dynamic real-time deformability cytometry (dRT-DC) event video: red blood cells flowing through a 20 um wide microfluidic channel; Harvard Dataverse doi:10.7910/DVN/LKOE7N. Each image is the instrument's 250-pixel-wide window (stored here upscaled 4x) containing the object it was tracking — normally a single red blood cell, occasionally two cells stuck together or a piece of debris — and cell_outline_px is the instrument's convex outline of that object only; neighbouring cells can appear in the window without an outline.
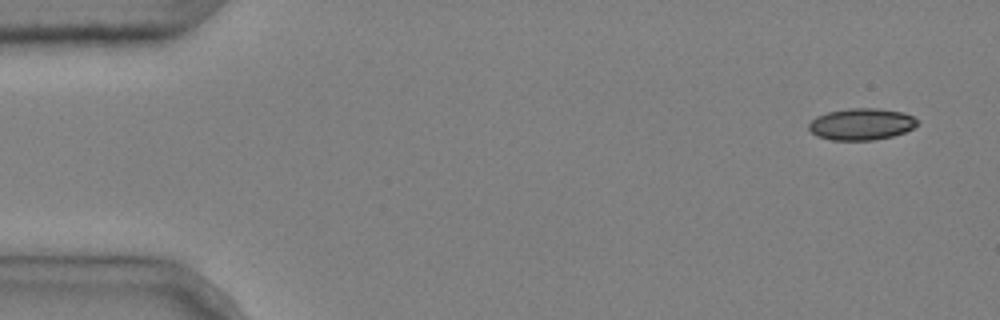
{"species": "common noctule bat (a hibernating species)", "species_latin": "Nyctalus noctula", "temperature_condition": "cold", "stored_images_in_passage": 6, "camera_frame_rate_fps": 3000, "um_per_image_px": 0.085, "animal": {"sex": "male", "body_mass_g": 20.4}, "frame": {"image": 1, "passage_image": 1, "time_ms": 0.0, "image_size_px": [1000, 320], "cell_outline_px": [[920, 124], [904, 132], [892, 136], [872, 140], [832, 140], [816, 136], [808, 128], [808, 124], [816, 116], [828, 112], [848, 108], [876, 108], [904, 112], [920, 120]], "centroid_in_image_um": [73.23, 10.54], "position_along_channel_um": 11.8, "area_um2": 20.17}}
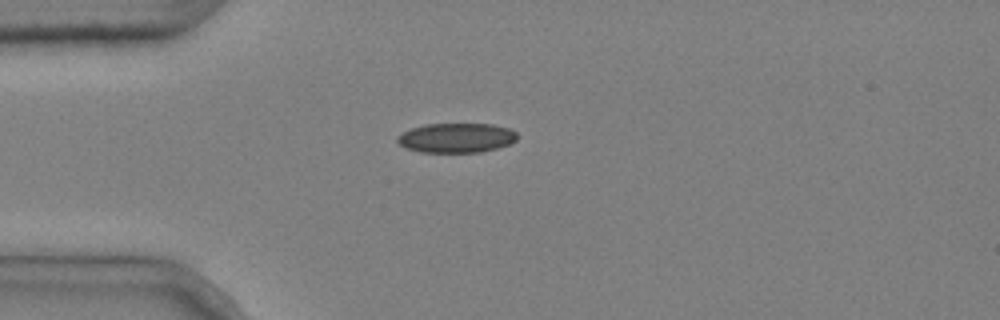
{"frame": {"image": 2, "passage_image": 4, "time_ms": 1.0, "image_size_px": [1000, 320], "cell_outline_px": [[516, 140], [508, 144], [496, 148], [480, 152], [420, 152], [408, 148], [400, 144], [396, 140], [396, 136], [412, 128], [424, 124], [492, 124], [508, 128], [516, 132]], "centroid_in_image_um": [38.78, 11.71], "position_along_channel_um": 46.2, "area_um2": 20.46}}